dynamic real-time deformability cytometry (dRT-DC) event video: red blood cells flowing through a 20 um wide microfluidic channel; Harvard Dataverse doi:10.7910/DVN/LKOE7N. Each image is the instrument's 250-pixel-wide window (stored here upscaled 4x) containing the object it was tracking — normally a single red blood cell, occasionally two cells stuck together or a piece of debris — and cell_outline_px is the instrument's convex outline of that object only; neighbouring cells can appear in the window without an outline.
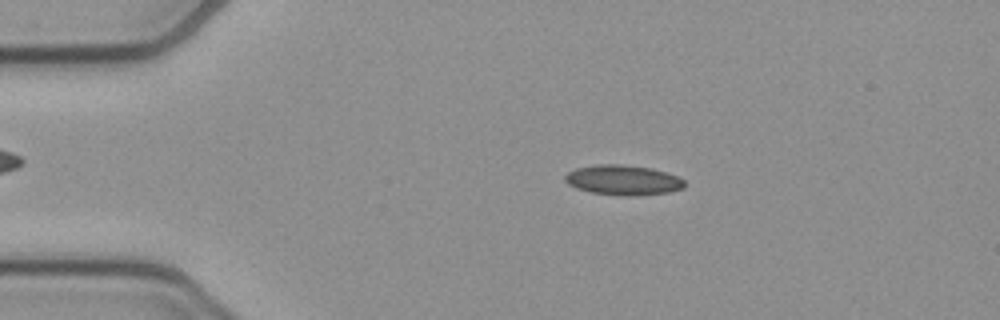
{"species": "common noctule bat (a hibernating species)", "species_latin": "Nyctalus noctula", "temperature_condition": "cold", "stored_images_in_passage": 52, "camera_frame_rate_fps": 3000, "um_per_image_px": 0.085, "animal": {"sex": "female", "body_mass_g": 21.9}, "frame": {"image": 1, "passage_image": 10, "time_ms": 3.0, "image_size_px": [1000, 320], "cell_outline_px": [[684, 188], [668, 192], [636, 196], [620, 196], [592, 192], [576, 188], [568, 184], [564, 180], [564, 176], [568, 172], [576, 168], [596, 164], [620, 164], [652, 168], [676, 176], [684, 180]], "centroid_in_image_um": [52.94, 15.31], "position_along_channel_um": 32.1, "area_um2": 20.92}}
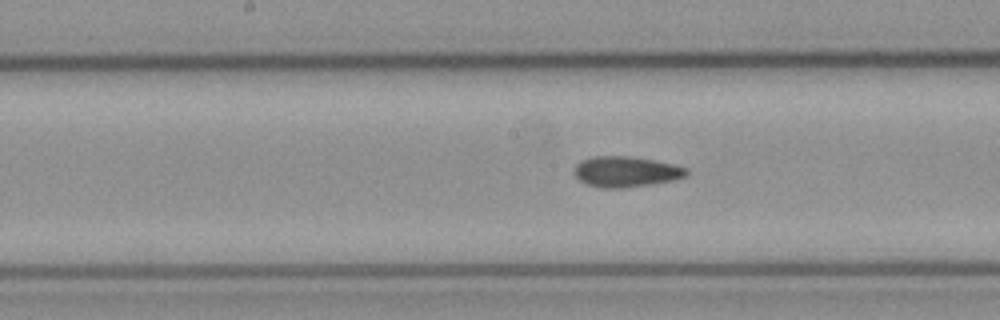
{"frame": {"image": 2, "passage_image": 26, "time_ms": 8.333, "image_size_px": [1000, 320], "cell_outline_px": [[688, 176], [672, 180], [652, 184], [620, 188], [604, 188], [588, 184], [580, 180], [576, 176], [576, 164], [580, 160], [592, 156], [632, 156], [672, 164], [688, 168]], "centroid_in_image_um": [53.23, 14.58], "position_along_channel_um": 195.0, "area_um2": 19.88}}
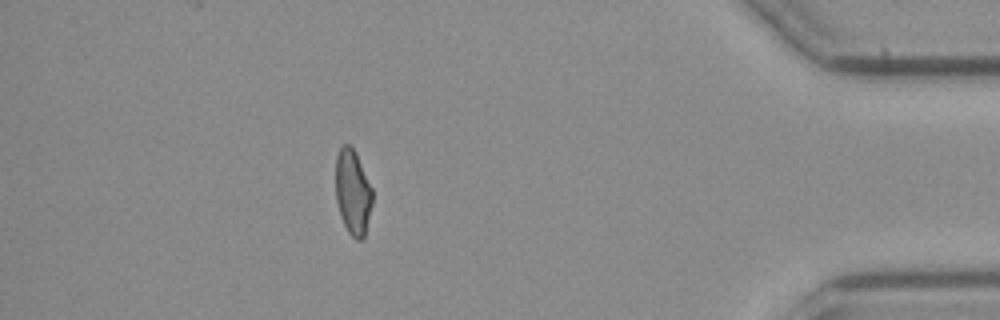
{"frame": {"image": 3, "passage_image": 46, "time_ms": 15.0, "image_size_px": [1000, 320], "cell_outline_px": [[372, 204], [364, 236], [360, 240], [356, 240], [348, 232], [340, 216], [336, 200], [336, 156], [340, 148], [344, 144], [348, 144], [356, 152], [372, 188]], "centroid_in_image_um": [29.98, 16.33], "position_along_channel_um": 405.2, "area_um2": 18.15}, "authors_computed_cell_mechanics": {"area_um2": 19.4208, "velocity_mm_per_s": 3.916, "shape_relaxation_time_tau1_ms": null, "shape_relaxation_time_tau2_ms": 4.9278, "deformation_change_tau1": null, "deformation_change_tau2": 0.1134}}